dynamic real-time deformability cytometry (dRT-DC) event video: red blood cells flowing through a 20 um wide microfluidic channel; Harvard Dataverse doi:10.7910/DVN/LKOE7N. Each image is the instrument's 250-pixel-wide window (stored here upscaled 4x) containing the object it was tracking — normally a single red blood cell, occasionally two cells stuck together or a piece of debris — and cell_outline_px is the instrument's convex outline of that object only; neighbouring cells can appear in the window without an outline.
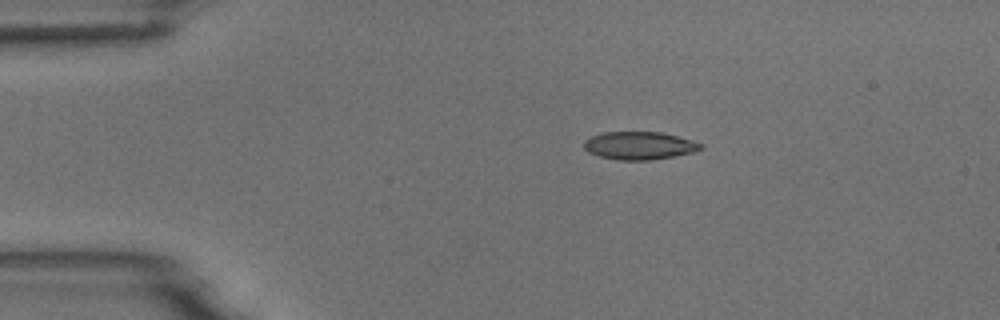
{"species": "common noctule bat (a hibernating species)", "species_latin": "Nyctalus noctula", "temperature_condition": "room temperature", "stored_images_in_passage": 6, "camera_frame_rate_fps": 3000, "um_per_image_px": 0.085, "animal": {"sex": "male", "body_mass_g": 18.8}, "frame": {"image": 1, "passage_image": 3, "time_ms": 2.333, "image_size_px": [1000, 320], "cell_outline_px": [[704, 148], [692, 152], [672, 156], [648, 160], [620, 160], [600, 156], [588, 152], [584, 148], [584, 140], [592, 136], [604, 132], [660, 132], [676, 136], [704, 144]], "centroid_in_image_um": [54.33, 12.37], "position_along_channel_um": 30.7, "area_um2": 18.73}}
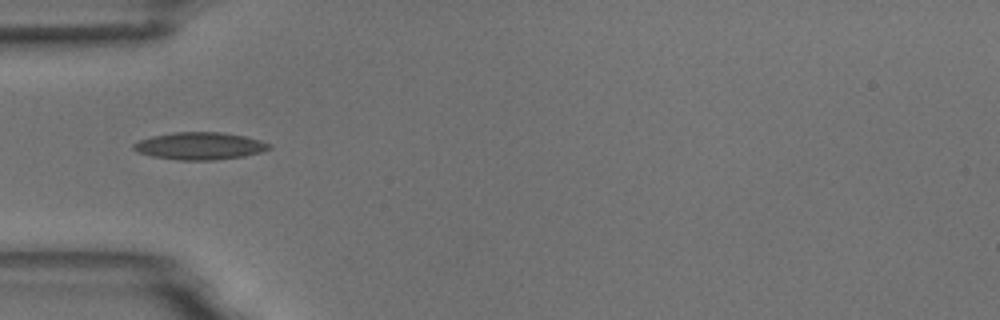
{"frame": {"image": 2, "passage_image": 5, "time_ms": 4.667, "image_size_px": [1000, 320], "cell_outline_px": [[272, 148], [260, 152], [244, 156], [216, 160], [176, 160], [152, 156], [136, 152], [132, 148], [132, 144], [140, 140], [152, 136], [172, 132], [220, 132], [244, 136], [260, 140], [272, 144]], "centroid_in_image_um": [16.97, 12.41], "position_along_channel_um": 68.0, "area_um2": 21.73}}